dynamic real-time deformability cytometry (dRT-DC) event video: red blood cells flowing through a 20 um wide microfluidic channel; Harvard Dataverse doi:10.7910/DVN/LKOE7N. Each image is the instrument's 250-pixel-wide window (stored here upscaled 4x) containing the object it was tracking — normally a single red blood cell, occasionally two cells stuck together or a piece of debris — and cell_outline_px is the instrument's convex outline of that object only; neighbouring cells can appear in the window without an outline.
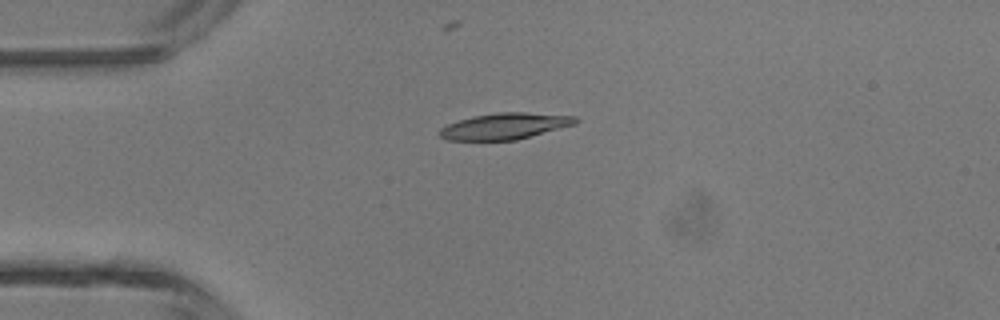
{"species": "common noctule bat (a hibernating species)", "species_latin": "Nyctalus noctula", "temperature_condition": "room temperature", "stored_images_in_passage": 5, "camera_frame_rate_fps": 3000, "um_per_image_px": 0.085, "animal": {"sex": "male", "body_mass_g": 13.3}, "frame": {"image": 1, "passage_image": 5, "time_ms": 1.333, "image_size_px": [1000, 320], "cell_outline_px": [[580, 120], [576, 124], [516, 140], [448, 140], [440, 136], [436, 132], [440, 128], [448, 124], [472, 116], [496, 112], [524, 112], [576, 116]], "centroid_in_image_um": [42.91, 10.72], "position_along_channel_um": 42.1, "area_um2": 20.87}}